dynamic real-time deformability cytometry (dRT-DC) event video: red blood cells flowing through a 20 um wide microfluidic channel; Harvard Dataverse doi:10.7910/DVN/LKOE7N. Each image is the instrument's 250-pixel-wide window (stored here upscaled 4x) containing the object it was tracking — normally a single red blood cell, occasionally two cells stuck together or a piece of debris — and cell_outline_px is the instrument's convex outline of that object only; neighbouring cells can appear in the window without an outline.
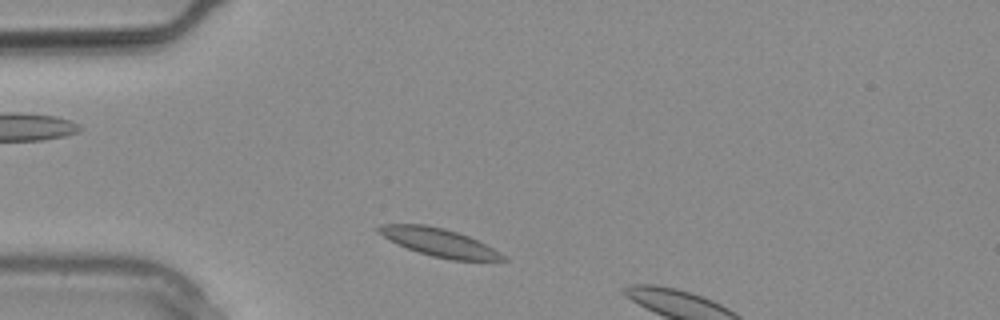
{"species": "common noctule bat (a hibernating species)", "species_latin": "Nyctalus noctula", "temperature_condition": "warm", "stored_images_in_passage": 4, "camera_frame_rate_fps": 3000, "um_per_image_px": 0.085, "animal": {"sex": "male", "body_mass_g": 20.4}, "frame": {"image": 1, "passage_image": 2, "time_ms": 0.333, "image_size_px": [1000, 320], "cell_outline_px": [[508, 260], [452, 260], [432, 256], [408, 248], [376, 232], [376, 228], [380, 224], [424, 224], [444, 228], [468, 236], [500, 252]], "centroid_in_image_um": [37.31, 20.59], "position_along_channel_um": 47.7, "area_um2": 19.83}}